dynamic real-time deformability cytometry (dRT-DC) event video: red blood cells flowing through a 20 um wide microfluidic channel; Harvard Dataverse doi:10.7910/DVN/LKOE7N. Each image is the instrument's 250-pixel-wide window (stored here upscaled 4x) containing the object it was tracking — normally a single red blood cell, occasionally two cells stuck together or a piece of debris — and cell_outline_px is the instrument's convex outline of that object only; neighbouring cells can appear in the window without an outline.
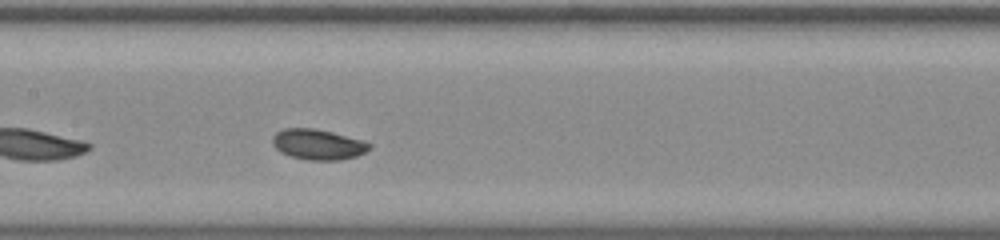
{"species": "common noctule bat (a hibernating species)", "species_latin": "Nyctalus noctula", "temperature_condition": "room temperature", "stored_images_in_passage": 20, "camera_frame_rate_fps": 3000, "um_per_image_px": 0.085, "animal": {"sex": "male", "body_mass_g": 20.0, "forearm_length_mm": 53.3}, "frame": {"image": 1, "passage_image": 11, "time_ms": 3.333, "image_size_px": [1000, 240], "cell_outline_px": [[372, 148], [356, 156], [340, 160], [308, 160], [292, 156], [280, 152], [272, 144], [272, 136], [276, 132], [284, 128], [312, 128], [332, 132], [360, 140], [372, 144]], "centroid_in_image_um": [27.0, 12.27], "position_along_channel_um": 180.4, "area_um2": 17.11}}